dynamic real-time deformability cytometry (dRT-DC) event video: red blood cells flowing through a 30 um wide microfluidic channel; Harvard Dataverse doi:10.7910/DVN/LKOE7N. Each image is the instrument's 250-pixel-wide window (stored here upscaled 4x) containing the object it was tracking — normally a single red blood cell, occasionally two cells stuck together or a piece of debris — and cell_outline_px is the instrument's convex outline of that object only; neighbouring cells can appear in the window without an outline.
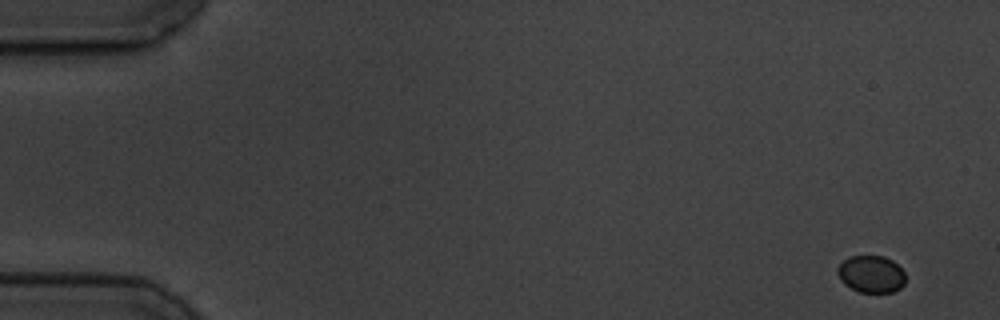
{"species": "common noctule bat (a hibernating species)", "species_latin": "Nyctalus noctula", "temperature_condition": "cold", "stored_images_in_passage": 6, "camera_frame_rate_fps": 3000, "um_per_image_px": 0.085, "animal": {"sex": "male", "body_mass_g": 19.5, "forearm_length_mm": 54.6}, "frame": {"image": 1, "passage_image": 1, "time_ms": 0.0, "image_size_px": [1000, 320], "cell_outline_px": [[904, 284], [900, 288], [892, 292], [860, 292], [844, 284], [840, 280], [836, 272], [836, 268], [848, 256], [884, 256], [892, 260], [904, 272]], "centroid_in_image_um": [74.02, 23.29], "position_along_channel_um": 11.0, "area_um2": 14.68}}